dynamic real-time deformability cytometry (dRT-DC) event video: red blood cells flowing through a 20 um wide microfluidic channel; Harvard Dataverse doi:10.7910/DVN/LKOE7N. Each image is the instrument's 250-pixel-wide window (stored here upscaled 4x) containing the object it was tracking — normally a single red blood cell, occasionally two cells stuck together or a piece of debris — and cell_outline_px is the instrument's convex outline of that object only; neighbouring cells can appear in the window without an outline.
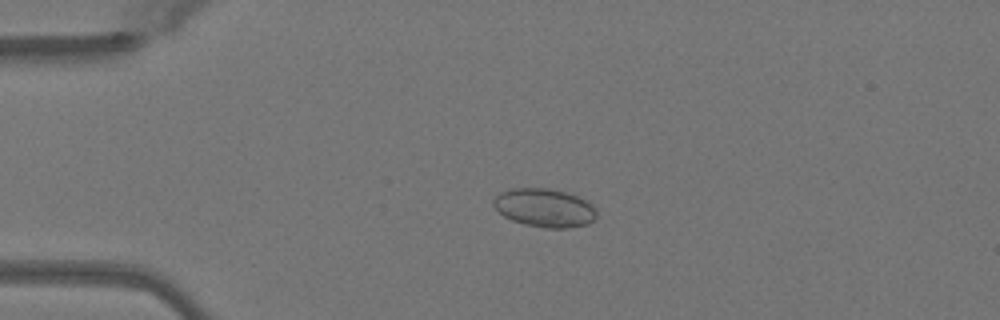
{"species": "Egyptian fruit bat (a non-hibernating species)", "species_latin": "Rousettus aegyptiacus", "temperature_condition": "warm", "stored_images_in_passage": 49, "camera_frame_rate_fps": 3000, "um_per_image_px": 0.085, "animal": {"sex": "female"}, "frame": {"image": 1, "passage_image": 11, "time_ms": 3.333, "image_size_px": [1000, 320], "cell_outline_px": [[596, 216], [588, 224], [568, 228], [544, 228], [524, 224], [512, 220], [504, 216], [492, 204], [492, 200], [500, 192], [508, 188], [548, 188], [568, 192], [588, 200], [596, 208]], "centroid_in_image_um": [46.29, 17.65], "position_along_channel_um": 38.7, "area_um2": 23.41}}
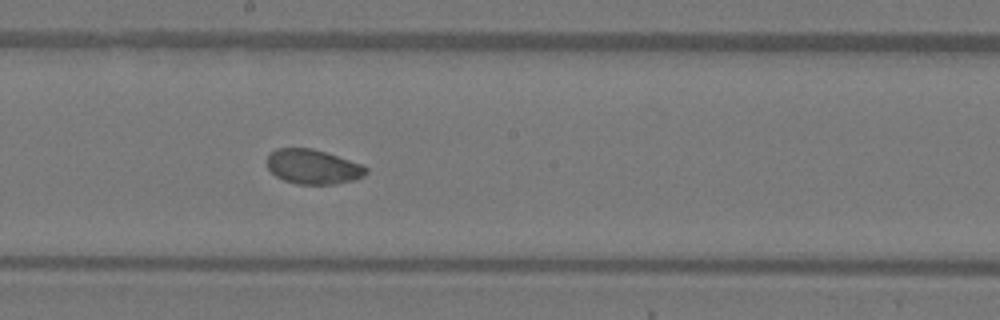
{"frame": {"image": 2, "passage_image": 27, "time_ms": 8.667, "image_size_px": [1000, 320], "cell_outline_px": [[368, 172], [364, 176], [356, 180], [336, 184], [296, 184], [284, 180], [276, 176], [268, 168], [268, 156], [276, 148], [312, 148], [360, 164], [368, 168]], "centroid_in_image_um": [26.62, 14.19], "position_along_channel_um": 221.6, "area_um2": 19.83}}
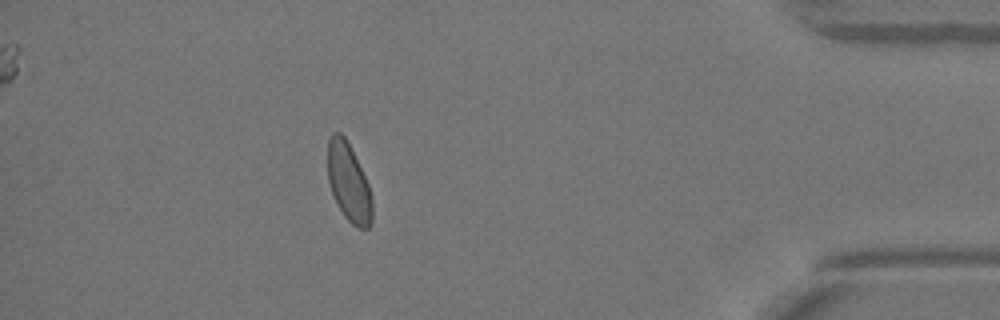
{"frame": {"image": 3, "passage_image": 44, "time_ms": 14.333, "image_size_px": [1000, 320], "cell_outline_px": [[372, 220], [368, 228], [356, 228], [344, 216], [336, 204], [328, 180], [328, 140], [332, 132], [340, 132], [344, 136], [368, 184], [372, 200]], "centroid_in_image_um": [29.62, 15.55], "position_along_channel_um": 405.6, "area_um2": 20.0}, "authors_computed_cell_mechanics": {"area_um2": 20.6924, "velocity_mm_per_s": 4.0605, "shape_relaxation_time_tau1_ms": 4.1468, "shape_relaxation_time_tau2_ms": 4.1921, "deformation_change_tau1": 0.0579, "deformation_change_tau2": 0.0555}}